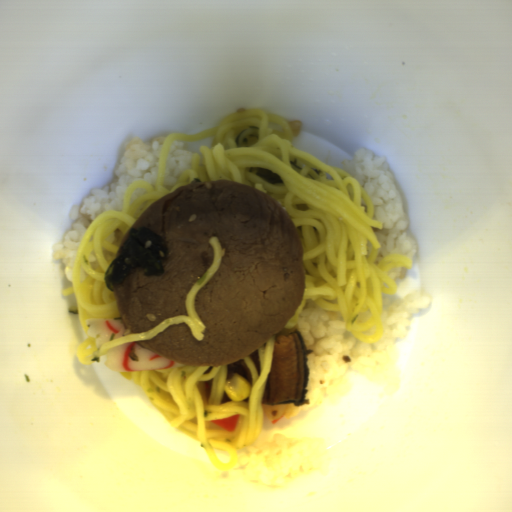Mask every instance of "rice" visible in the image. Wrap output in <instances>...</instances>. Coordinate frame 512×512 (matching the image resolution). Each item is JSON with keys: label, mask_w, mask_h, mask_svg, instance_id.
Instances as JSON below:
<instances>
[{"label": "rice", "mask_w": 512, "mask_h": 512, "mask_svg": "<svg viewBox=\"0 0 512 512\" xmlns=\"http://www.w3.org/2000/svg\"><path fill=\"white\" fill-rule=\"evenodd\" d=\"M428 295L412 291L389 306L382 307L383 334L366 344L351 335L339 312H327L307 301L292 329L298 331L309 351L308 379L303 404L267 405L262 403V422L279 423L318 403L340 404L350 388L349 373L361 375L385 396L398 390V362L394 344L406 338L411 316L430 306Z\"/></svg>", "instance_id": "rice-1"}, {"label": "rice", "mask_w": 512, "mask_h": 512, "mask_svg": "<svg viewBox=\"0 0 512 512\" xmlns=\"http://www.w3.org/2000/svg\"><path fill=\"white\" fill-rule=\"evenodd\" d=\"M170 134L153 139L132 137L125 140L120 162L113 179L104 187L90 188L81 203L71 212V226L62 241L52 244L53 260L63 261L64 273L73 285V273L80 243L90 225L107 210H121L128 187L146 181L155 187L164 141Z\"/></svg>", "instance_id": "rice-2"}, {"label": "rice", "mask_w": 512, "mask_h": 512, "mask_svg": "<svg viewBox=\"0 0 512 512\" xmlns=\"http://www.w3.org/2000/svg\"><path fill=\"white\" fill-rule=\"evenodd\" d=\"M236 452V466L230 470L219 468L218 479L277 489L326 466L329 444L321 435L293 439L283 433L270 439L257 437L248 447L236 448Z\"/></svg>", "instance_id": "rice-3"}, {"label": "rice", "mask_w": 512, "mask_h": 512, "mask_svg": "<svg viewBox=\"0 0 512 512\" xmlns=\"http://www.w3.org/2000/svg\"><path fill=\"white\" fill-rule=\"evenodd\" d=\"M340 169L354 177L372 197L374 218L383 225L382 229L373 228L381 246L377 262L391 254H401L412 261L418 246L415 238L409 235L408 214L389 161L378 152L360 147L349 159L342 161Z\"/></svg>", "instance_id": "rice-4"}, {"label": "rice", "mask_w": 512, "mask_h": 512, "mask_svg": "<svg viewBox=\"0 0 512 512\" xmlns=\"http://www.w3.org/2000/svg\"><path fill=\"white\" fill-rule=\"evenodd\" d=\"M193 154L189 143L180 139L172 142L164 169V185L173 186L178 182L182 172L191 168V157Z\"/></svg>", "instance_id": "rice-5"}, {"label": "rice", "mask_w": 512, "mask_h": 512, "mask_svg": "<svg viewBox=\"0 0 512 512\" xmlns=\"http://www.w3.org/2000/svg\"><path fill=\"white\" fill-rule=\"evenodd\" d=\"M408 268H395V269H390L389 271V276L390 278L395 282V281H398V280H401V279H404L406 274L408 273Z\"/></svg>", "instance_id": "rice-6"}, {"label": "rice", "mask_w": 512, "mask_h": 512, "mask_svg": "<svg viewBox=\"0 0 512 512\" xmlns=\"http://www.w3.org/2000/svg\"><path fill=\"white\" fill-rule=\"evenodd\" d=\"M148 191L147 188H144V187H137L133 193L131 194V197H130V202H129V205L131 203H133L135 201L136 198H138L139 196L143 195V194H146Z\"/></svg>", "instance_id": "rice-7"}, {"label": "rice", "mask_w": 512, "mask_h": 512, "mask_svg": "<svg viewBox=\"0 0 512 512\" xmlns=\"http://www.w3.org/2000/svg\"><path fill=\"white\" fill-rule=\"evenodd\" d=\"M214 451H215V454H216V456H217V458L219 459L220 462H224L225 463L227 461H230L229 452L221 450V449H215V448H214Z\"/></svg>", "instance_id": "rice-8"}, {"label": "rice", "mask_w": 512, "mask_h": 512, "mask_svg": "<svg viewBox=\"0 0 512 512\" xmlns=\"http://www.w3.org/2000/svg\"><path fill=\"white\" fill-rule=\"evenodd\" d=\"M89 262L93 270H97L99 266V261L96 253L92 250L89 254Z\"/></svg>", "instance_id": "rice-9"}, {"label": "rice", "mask_w": 512, "mask_h": 512, "mask_svg": "<svg viewBox=\"0 0 512 512\" xmlns=\"http://www.w3.org/2000/svg\"><path fill=\"white\" fill-rule=\"evenodd\" d=\"M89 273L85 272L83 267L81 266V269H80V274H79V279H80V283L85 279L87 278Z\"/></svg>", "instance_id": "rice-10"}, {"label": "rice", "mask_w": 512, "mask_h": 512, "mask_svg": "<svg viewBox=\"0 0 512 512\" xmlns=\"http://www.w3.org/2000/svg\"><path fill=\"white\" fill-rule=\"evenodd\" d=\"M107 242H109L110 244L112 242H114L116 239H117V235L115 233V231L113 233H111L108 237L105 238Z\"/></svg>", "instance_id": "rice-11"}]
</instances>
